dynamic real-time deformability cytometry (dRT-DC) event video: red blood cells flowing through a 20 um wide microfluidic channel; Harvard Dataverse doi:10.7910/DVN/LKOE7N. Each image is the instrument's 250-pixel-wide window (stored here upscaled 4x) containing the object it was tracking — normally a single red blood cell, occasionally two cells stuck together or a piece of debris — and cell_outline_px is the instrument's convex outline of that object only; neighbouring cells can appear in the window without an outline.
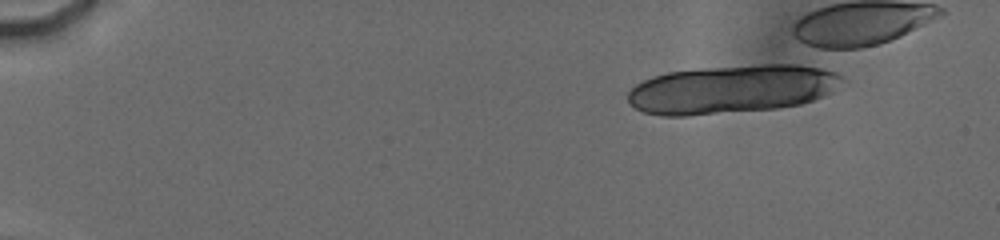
{"species": "human", "species_latin": "Homo sapiens", "temperature_condition": "cold", "stored_images_in_passage": 8, "camera_frame_rate_fps": 3000, "um_per_image_px": 0.085, "donor": {"sex": "male"}, "frame": {"image": 1, "passage_image": 1, "time_ms": 0.0, "image_size_px": [1000, 240], "cell_outline_px": [[844, 80], [832, 92], [824, 96], [800, 104], [776, 108], [684, 116], [660, 116], [644, 112], [636, 108], [628, 100], [628, 92], [636, 84], [652, 76], [668, 72], [700, 68], [760, 64], [796, 64], [820, 68], [836, 72]], "centroid_in_image_um": [62.2, 7.57], "position_along_channel_um": 22.8, "area_um2": 60.46}}
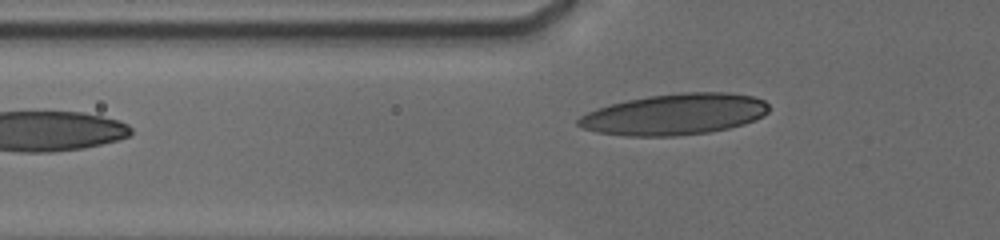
{"frame": {"image": 2, "passage_image": 8, "time_ms": 6.333, "image_size_px": [1000, 240], "cell_outline_px": [[768, 112], [744, 124], [728, 128], [708, 132], [676, 136], [624, 136], [596, 132], [584, 128], [576, 124], [576, 120], [580, 116], [596, 108], [628, 100], [648, 96], [680, 92], [728, 92], [752, 96], [764, 100], [768, 104]], "centroid_in_image_um": [57.32, 9.71], "position_along_channel_um": 68.5, "area_um2": 45.6}}